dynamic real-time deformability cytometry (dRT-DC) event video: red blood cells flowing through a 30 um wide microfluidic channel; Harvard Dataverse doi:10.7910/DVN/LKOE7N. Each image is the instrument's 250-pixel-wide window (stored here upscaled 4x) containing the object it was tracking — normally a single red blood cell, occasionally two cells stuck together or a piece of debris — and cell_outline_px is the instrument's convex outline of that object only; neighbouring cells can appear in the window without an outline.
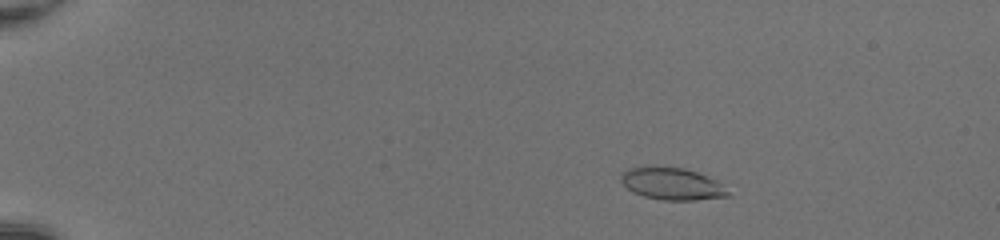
{"species": "common noctule bat (a hibernating species)", "species_latin": "Nyctalus noctula", "temperature_condition": "room temperature", "stored_images_in_passage": 53, "camera_frame_rate_fps": 3000, "um_per_image_px": 0.085, "animal": {"sex": "female", "body_mass_g": 20.0, "forearm_length_mm": 54.0}, "frame": {"image": 1, "passage_image": 11, "time_ms": 3.333, "image_size_px": [1000, 240], "cell_outline_px": [[728, 196], [696, 200], [660, 200], [644, 196], [632, 192], [620, 180], [620, 176], [628, 168], [652, 164], [656, 164], [684, 168], [708, 176], [716, 180], [728, 192]], "centroid_in_image_um": [57.05, 15.58], "position_along_channel_um": 27.9, "area_um2": 20.35}}
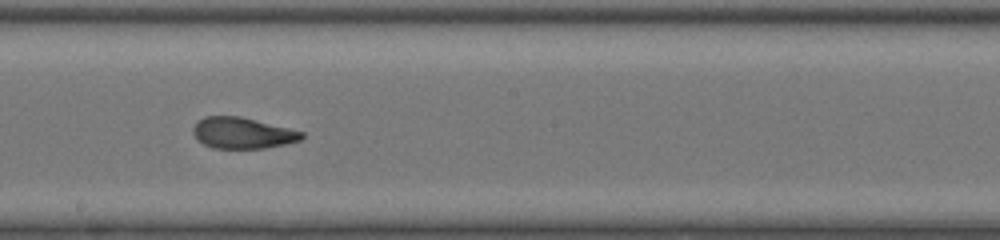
{"frame": {"image": 2, "passage_image": 33, "time_ms": 10.667, "image_size_px": [1000, 240], "cell_outline_px": [[304, 136], [300, 140], [284, 144], [264, 148], [212, 148], [196, 140], [192, 132], [192, 128], [196, 120], [204, 116], [240, 116], [304, 132]], "centroid_in_image_um": [20.54, 11.3], "position_along_channel_um": 227.7, "area_um2": 19.77}}
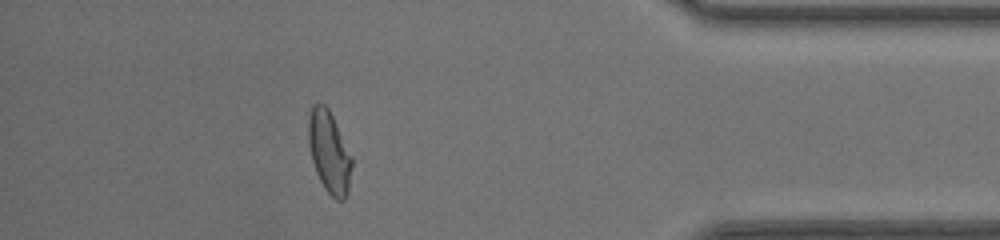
{"frame": {"image": 3, "passage_image": 48, "time_ms": 15.667, "image_size_px": [1000, 240], "cell_outline_px": [[352, 164], [348, 192], [344, 200], [336, 200], [324, 188], [316, 172], [312, 160], [308, 144], [308, 116], [312, 104], [324, 104], [328, 108], [352, 156]], "centroid_in_image_um": [27.97, 12.93], "position_along_channel_um": 407.2, "area_um2": 20.63}, "authors_computed_cell_mechanics": {"area_um2": 20.5768, "velocity_mm_per_s": 4.2309, "shape_relaxation_time_tau1_ms": 11.3372, "shape_relaxation_time_tau2_ms": 1.1482, "deformation_change_tau1": 0.3348, "deformation_change_tau2": 0.067}}